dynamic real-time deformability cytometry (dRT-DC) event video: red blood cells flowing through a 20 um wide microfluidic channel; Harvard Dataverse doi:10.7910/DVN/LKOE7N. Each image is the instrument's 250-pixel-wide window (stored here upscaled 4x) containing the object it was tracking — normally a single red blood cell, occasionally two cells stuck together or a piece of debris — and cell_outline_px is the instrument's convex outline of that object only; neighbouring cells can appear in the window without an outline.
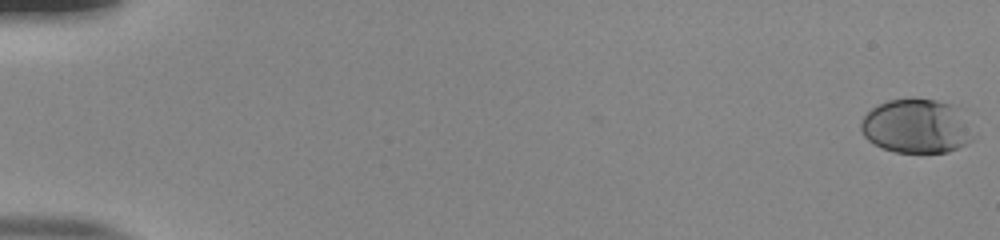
{"species": "human", "species_latin": "Homo sapiens", "temperature_condition": "room temperature", "stored_images_in_passage": 55, "camera_frame_rate_fps": 3000, "um_per_image_px": 0.085, "donor": {"sex": "male"}, "frame": {"image": 1, "passage_image": 1, "time_ms": 0.0, "image_size_px": [1000, 240], "cell_outline_px": [[976, 136], [972, 140], [948, 152], [896, 152], [884, 148], [868, 140], [864, 136], [860, 128], [860, 124], [864, 116], [872, 108], [888, 100], [936, 100], [952, 104], [956, 108]], "centroid_in_image_um": [77.89, 10.75], "position_along_channel_um": 7.1, "area_um2": 34.74}}
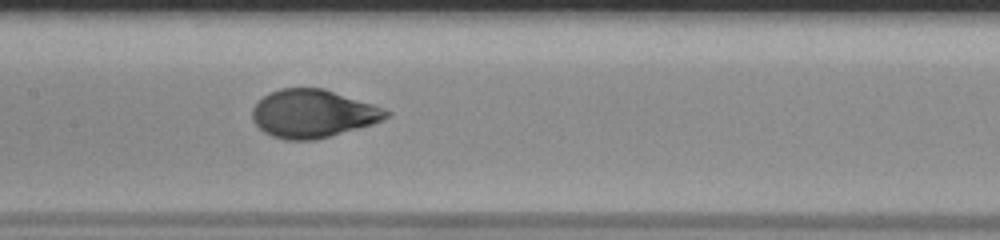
{"frame": {"image": 2, "passage_image": 29, "time_ms": 9.333, "image_size_px": [1000, 240], "cell_outline_px": [[392, 112], [388, 116], [372, 124], [316, 140], [284, 140], [272, 136], [264, 132], [252, 120], [252, 108], [264, 96], [280, 88], [324, 88], [384, 108]], "centroid_in_image_um": [26.58, 9.66], "position_along_channel_um": 180.8, "area_um2": 37.28}}
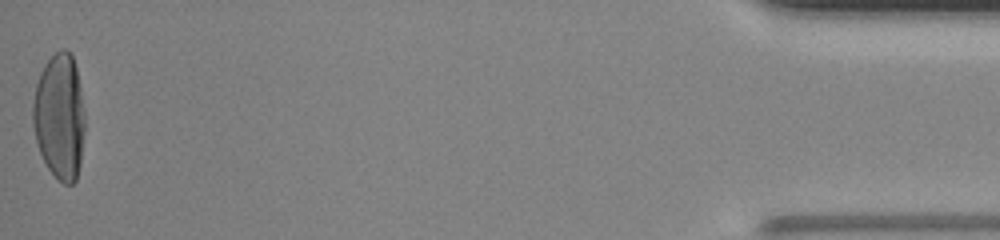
{"frame": {"image": 3, "passage_image": 55, "time_ms": 18.0, "image_size_px": [1000, 240], "cell_outline_px": [[84, 132], [80, 164], [76, 180], [72, 184], [64, 184], [48, 168], [40, 152], [36, 140], [32, 124], [32, 104], [36, 84], [40, 72], [44, 64], [60, 48], [64, 48], [72, 56], [76, 68], [84, 108]], "centroid_in_image_um": [5.05, 9.9], "position_along_channel_um": 430.1, "area_um2": 38.09}, "authors_computed_cell_mechanics": {"area_um2": 37.1654, "velocity_mm_per_s": 3.8599, "shape_relaxation_time_tau1_ms": 4.4029, "shape_relaxation_time_tau2_ms": null, "deformation_change_tau1": 0.223, "deformation_change_tau2": null}}